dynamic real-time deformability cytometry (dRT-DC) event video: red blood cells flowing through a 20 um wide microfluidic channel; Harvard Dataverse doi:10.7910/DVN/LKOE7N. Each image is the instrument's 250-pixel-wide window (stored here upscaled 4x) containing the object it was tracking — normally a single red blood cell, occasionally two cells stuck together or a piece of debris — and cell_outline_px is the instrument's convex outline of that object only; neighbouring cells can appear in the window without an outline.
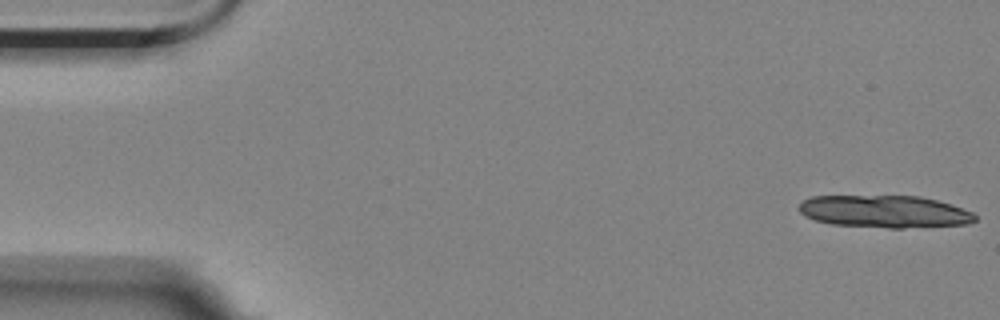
{"species": "Egyptian fruit bat (a non-hibernating species)", "species_latin": "Rousettus aegyptiacus", "temperature_condition": "room temperature", "stored_images_in_passage": 15, "camera_frame_rate_fps": 3000, "um_per_image_px": 0.085, "animal": {"sex": "female"}, "frame": {"image": 1, "passage_image": 1, "time_ms": 0.0, "image_size_px": [1000, 320], "cell_outline_px": [[976, 220], [968, 224], [904, 228], [888, 228], [832, 224], [816, 220], [804, 216], [796, 208], [804, 200], [812, 196], [920, 196], [936, 200], [972, 212], [976, 216]], "centroid_in_image_um": [75.15, 17.98], "position_along_channel_um": 9.8, "area_um2": 33.12}}